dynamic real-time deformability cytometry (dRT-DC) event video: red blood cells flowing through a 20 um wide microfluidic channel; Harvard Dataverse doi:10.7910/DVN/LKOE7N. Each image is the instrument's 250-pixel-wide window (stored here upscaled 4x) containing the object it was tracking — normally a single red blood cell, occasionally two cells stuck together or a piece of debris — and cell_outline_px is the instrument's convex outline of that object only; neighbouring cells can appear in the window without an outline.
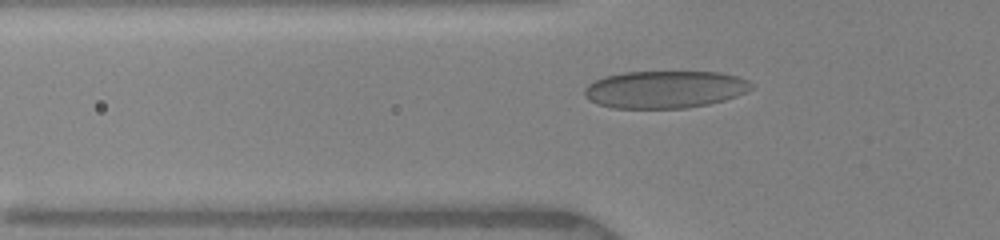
{"species": "human", "species_latin": "Homo sapiens", "temperature_condition": "warm", "stored_images_in_passage": 64, "camera_frame_rate_fps": 3000, "um_per_image_px": 0.085, "donor": {"sex": "female"}, "frame": {"image": 1, "passage_image": 16, "time_ms": 4.0, "image_size_px": [1000, 240], "cell_outline_px": [[752, 88], [736, 96], [724, 100], [708, 104], [684, 108], [612, 108], [600, 104], [584, 96], [584, 88], [588, 84], [604, 76], [624, 72], [720, 72], [736, 76], [748, 80], [752, 84]], "centroid_in_image_um": [56.5, 7.59], "position_along_channel_um": 69.3, "area_um2": 36.18}}
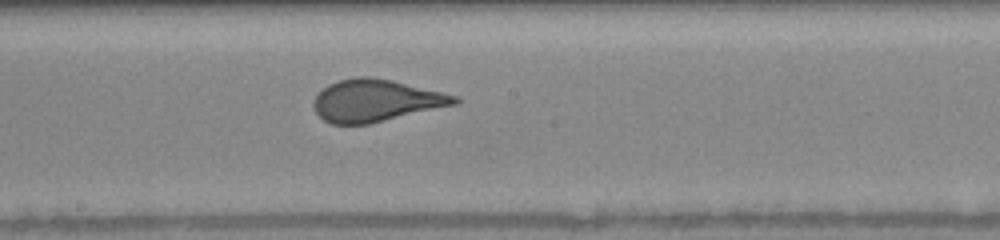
{"frame": {"image": 2, "passage_image": 34, "time_ms": 7.667, "image_size_px": [1000, 240], "cell_outline_px": [[460, 104], [368, 124], [332, 124], [324, 120], [316, 112], [312, 104], [316, 96], [328, 84], [340, 80], [356, 76], [368, 76], [392, 80], [456, 96], [460, 100]], "centroid_in_image_um": [31.95, 8.55], "position_along_channel_um": 216.2, "area_um2": 34.45}}
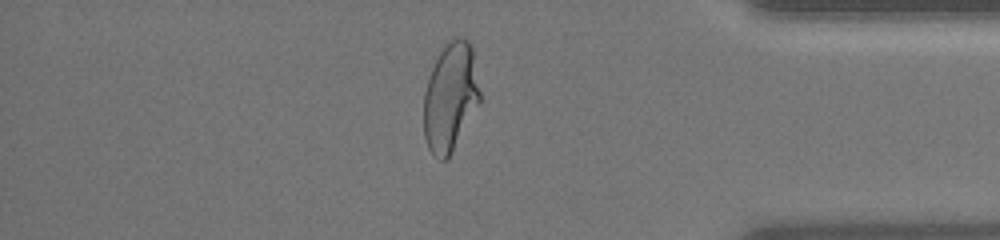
{"frame": {"image": 3, "passage_image": 57, "time_ms": 12.667, "image_size_px": [1000, 240], "cell_outline_px": [[480, 100], [448, 156], [444, 160], [440, 160], [432, 156], [428, 148], [424, 136], [424, 92], [428, 76], [440, 52], [448, 40], [452, 36], [456, 36], [468, 40], [472, 48], [480, 92]], "centroid_in_image_um": [38.25, 8.21], "position_along_channel_um": 397.0, "area_um2": 35.03}}